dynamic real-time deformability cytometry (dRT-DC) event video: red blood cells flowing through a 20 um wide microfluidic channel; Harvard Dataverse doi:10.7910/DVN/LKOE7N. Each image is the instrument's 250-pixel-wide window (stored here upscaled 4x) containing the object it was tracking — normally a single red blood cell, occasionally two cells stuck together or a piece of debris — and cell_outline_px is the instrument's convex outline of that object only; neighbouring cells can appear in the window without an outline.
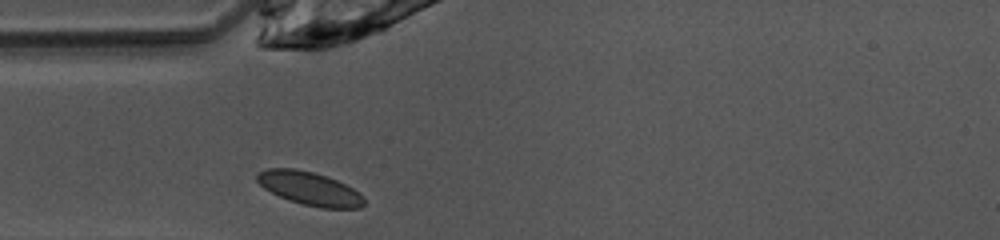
{"species": "common noctule bat (a hibernating species)", "species_latin": "Nyctalus noctula", "temperature_condition": "warm", "stored_images_in_passage": 26, "camera_frame_rate_fps": 3000, "um_per_image_px": 0.085, "animal": {"sex": "female", "body_mass_g": 10.0, "forearm_length_mm": 53.1}, "frame": {"image": 1, "passage_image": 1, "time_ms": 0.0, "image_size_px": [1000, 240], "cell_outline_px": [[364, 204], [360, 208], [320, 208], [304, 204], [280, 196], [264, 188], [256, 180], [256, 176], [260, 172], [268, 168], [296, 168], [312, 172], [336, 180], [352, 188], [364, 196]], "centroid_in_image_um": [26.33, 16.02], "position_along_channel_um": 58.7, "area_um2": 20.46}}
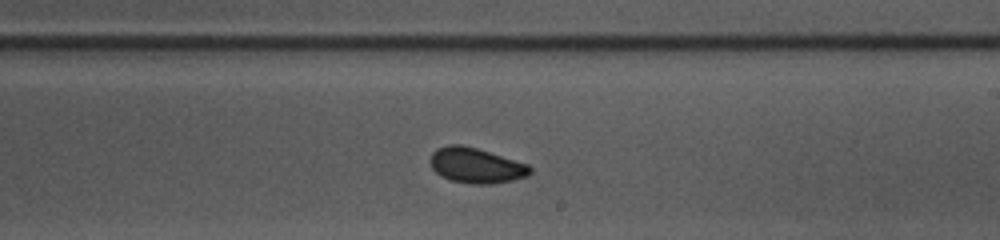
{"frame": {"image": 2, "passage_image": 15, "time_ms": 4.667, "image_size_px": [1000, 240], "cell_outline_px": [[532, 172], [528, 176], [512, 180], [492, 184], [476, 184], [452, 180], [440, 176], [432, 168], [428, 160], [432, 152], [436, 148], [448, 144], [460, 144], [476, 148], [528, 164], [532, 168]], "centroid_in_image_um": [40.44, 14.06], "position_along_channel_um": 248.6, "area_um2": 20.58}}
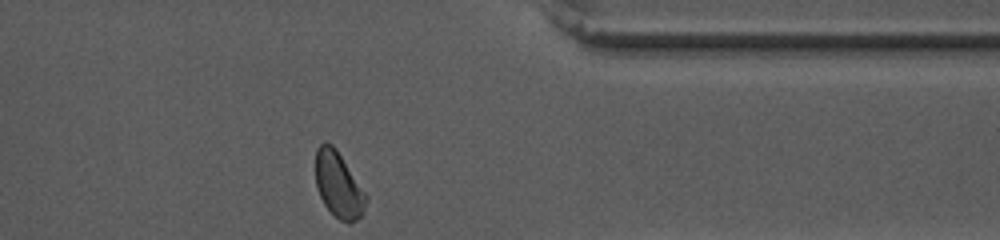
{"frame": {"image": 3, "passage_image": 26, "time_ms": 8.333, "image_size_px": [1000, 240], "cell_outline_px": [[368, 196], [364, 212], [356, 220], [348, 224], [340, 220], [324, 204], [316, 188], [316, 148], [320, 144], [332, 144], [336, 148]], "centroid_in_image_um": [28.79, 15.73], "position_along_channel_um": 382.6, "area_um2": 19.19}, "authors_computed_cell_mechanics": {"area_um2": 19.9121, "velocity_mm_per_s": 4.062, "shape_relaxation_time_tau1_ms": 2.8342, "shape_relaxation_time_tau2_ms": 1.9265, "deformation_change_tau1": 0.0884, "deformation_change_tau2": 0.0472}}